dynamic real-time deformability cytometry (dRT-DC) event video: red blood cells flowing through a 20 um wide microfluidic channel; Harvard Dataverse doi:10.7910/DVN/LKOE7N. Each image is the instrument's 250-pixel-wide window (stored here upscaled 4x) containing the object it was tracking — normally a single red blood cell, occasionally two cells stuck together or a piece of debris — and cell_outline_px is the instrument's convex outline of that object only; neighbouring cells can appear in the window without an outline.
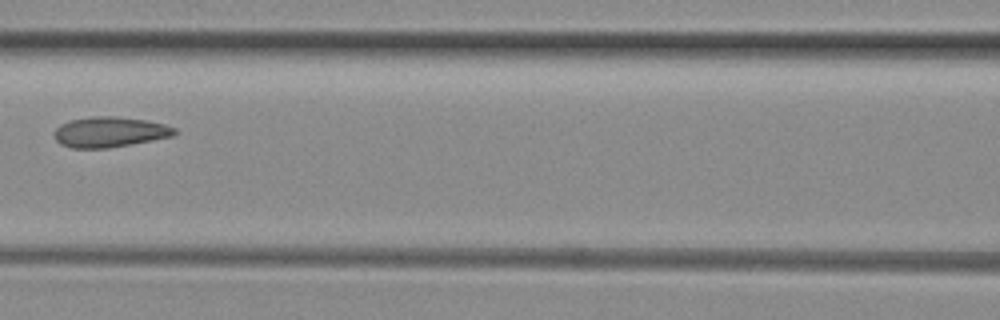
{"species": "common noctule bat (a hibernating species)", "species_latin": "Nyctalus noctula", "temperature_condition": "room temperature", "stored_images_in_passage": 3, "camera_frame_rate_fps": 3000, "um_per_image_px": 0.085, "animal": {"sex": "female", "body_mass_g": 29.2, "forearm_length_mm": 56.3}, "frame": {"image": 1, "passage_image": 3, "time_ms": 0.667, "image_size_px": [1000, 320], "cell_outline_px": [[176, 132], [172, 136], [152, 140], [108, 148], [72, 148], [60, 144], [56, 140], [56, 128], [60, 124], [72, 120], [88, 116], [116, 116], [144, 120], [164, 124], [176, 128]], "centroid_in_image_um": [9.31, 11.21], "position_along_channel_um": 157.3, "area_um2": 21.1}}